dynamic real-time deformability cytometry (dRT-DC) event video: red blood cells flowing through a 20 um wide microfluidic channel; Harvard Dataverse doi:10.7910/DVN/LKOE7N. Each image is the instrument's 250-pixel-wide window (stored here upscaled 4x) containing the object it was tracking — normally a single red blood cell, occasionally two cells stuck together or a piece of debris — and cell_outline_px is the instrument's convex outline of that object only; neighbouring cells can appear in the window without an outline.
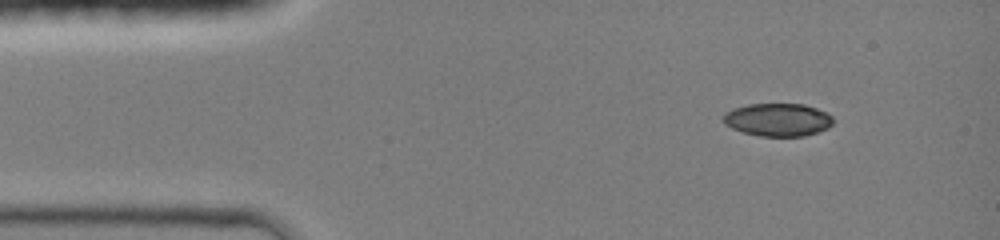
{"species": "common noctule bat (a hibernating species)", "species_latin": "Nyctalus noctula", "temperature_condition": "room temperature", "stored_images_in_passage": 4, "camera_frame_rate_fps": 3000, "um_per_image_px": 0.085, "animal": {"sex": "female", "body_mass_g": 19.0, "forearm_length_mm": 51.5}, "frame": {"image": 1, "passage_image": 1, "time_ms": 0.0, "image_size_px": [1000, 240], "cell_outline_px": [[832, 124], [828, 128], [804, 136], [760, 136], [744, 132], [732, 128], [724, 124], [720, 116], [724, 112], [732, 108], [748, 104], [804, 104], [828, 112], [832, 116]], "centroid_in_image_um": [66.07, 10.16], "position_along_channel_um": 18.9, "area_um2": 21.27}}
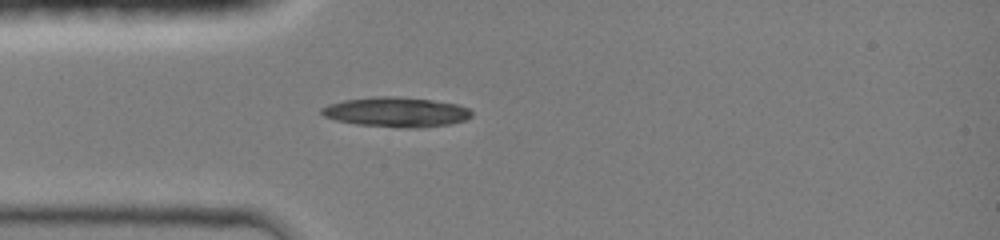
{"frame": {"image": 2, "passage_image": 4, "time_ms": 2.333, "image_size_px": [1000, 240], "cell_outline_px": [[472, 116], [464, 120], [448, 124], [416, 128], [396, 128], [356, 124], [336, 120], [324, 116], [320, 112], [320, 108], [328, 104], [344, 100], [372, 96], [396, 96], [432, 100], [456, 104], [468, 108], [472, 112]], "centroid_in_image_um": [33.64, 9.52], "position_along_channel_um": 51.4, "area_um2": 26.18}}